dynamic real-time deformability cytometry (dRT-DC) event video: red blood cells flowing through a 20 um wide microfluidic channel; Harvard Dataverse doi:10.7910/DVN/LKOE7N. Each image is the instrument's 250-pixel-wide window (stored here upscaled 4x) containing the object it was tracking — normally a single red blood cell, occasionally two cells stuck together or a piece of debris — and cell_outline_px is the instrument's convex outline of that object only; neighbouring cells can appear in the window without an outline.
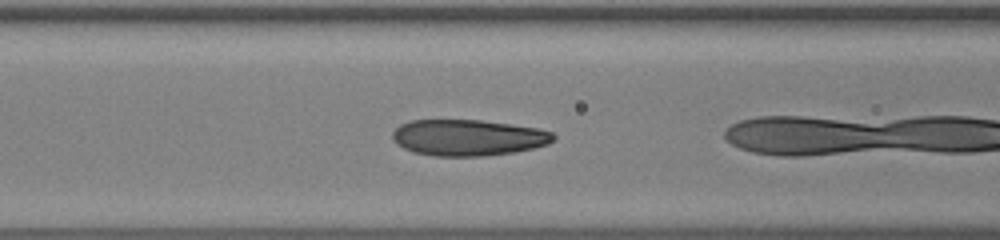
{"species": "human", "species_latin": "Homo sapiens", "temperature_condition": "warm", "stored_images_in_passage": 6, "camera_frame_rate_fps": 3000, "um_per_image_px": 0.085, "donor": {"sex": "male"}, "frame": {"image": 1, "passage_image": 4, "time_ms": 1.0, "image_size_px": [1000, 240], "cell_outline_px": [[556, 140], [548, 144], [532, 148], [512, 152], [484, 156], [432, 156], [412, 152], [396, 144], [392, 140], [392, 132], [400, 124], [408, 120], [480, 120], [512, 124], [540, 128], [552, 132], [556, 136]], "centroid_in_image_um": [39.77, 11.69], "position_along_channel_um": 126.8, "area_um2": 34.28}}